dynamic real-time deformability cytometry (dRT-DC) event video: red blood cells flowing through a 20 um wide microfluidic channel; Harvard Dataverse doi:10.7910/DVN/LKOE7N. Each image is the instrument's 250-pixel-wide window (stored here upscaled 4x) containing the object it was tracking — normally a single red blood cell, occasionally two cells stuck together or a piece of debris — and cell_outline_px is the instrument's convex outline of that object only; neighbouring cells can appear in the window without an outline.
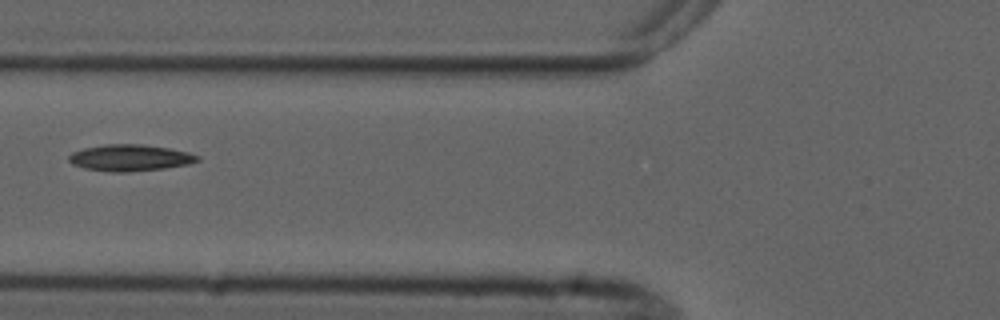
{"species": "common noctule bat (a hibernating species)", "species_latin": "Nyctalus noctula", "temperature_condition": "cold", "stored_images_in_passage": 6, "camera_frame_rate_fps": 3000, "um_per_image_px": 0.085, "animal": {"sex": "male", "forearm_length_mm": 52.5}, "frame": {"image": 1, "passage_image": 6, "time_ms": 5.667, "image_size_px": [1000, 320], "cell_outline_px": [[200, 160], [188, 164], [164, 168], [128, 172], [108, 172], [84, 168], [72, 164], [68, 160], [68, 156], [72, 152], [84, 148], [104, 144], [140, 144], [168, 148], [188, 152], [200, 156]], "centroid_in_image_um": [11.03, 13.41], "position_along_channel_um": 114.8, "area_um2": 19.88}}